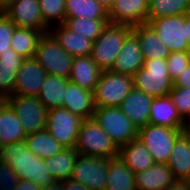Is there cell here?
<instances>
[{
    "label": "cell",
    "mask_w": 190,
    "mask_h": 190,
    "mask_svg": "<svg viewBox=\"0 0 190 190\" xmlns=\"http://www.w3.org/2000/svg\"><path fill=\"white\" fill-rule=\"evenodd\" d=\"M2 162L11 166L20 179L31 180L42 189L55 181L44 159L33 154L25 141L5 145L2 150Z\"/></svg>",
    "instance_id": "obj_1"
},
{
    "label": "cell",
    "mask_w": 190,
    "mask_h": 190,
    "mask_svg": "<svg viewBox=\"0 0 190 190\" xmlns=\"http://www.w3.org/2000/svg\"><path fill=\"white\" fill-rule=\"evenodd\" d=\"M132 27L108 22L93 42L91 57L102 71L111 70Z\"/></svg>",
    "instance_id": "obj_2"
},
{
    "label": "cell",
    "mask_w": 190,
    "mask_h": 190,
    "mask_svg": "<svg viewBox=\"0 0 190 190\" xmlns=\"http://www.w3.org/2000/svg\"><path fill=\"white\" fill-rule=\"evenodd\" d=\"M74 148L86 156L114 159L119 155V148L94 118L82 121Z\"/></svg>",
    "instance_id": "obj_3"
},
{
    "label": "cell",
    "mask_w": 190,
    "mask_h": 190,
    "mask_svg": "<svg viewBox=\"0 0 190 190\" xmlns=\"http://www.w3.org/2000/svg\"><path fill=\"white\" fill-rule=\"evenodd\" d=\"M134 88L156 98L169 95L173 81L166 59H145L143 67L133 75Z\"/></svg>",
    "instance_id": "obj_4"
},
{
    "label": "cell",
    "mask_w": 190,
    "mask_h": 190,
    "mask_svg": "<svg viewBox=\"0 0 190 190\" xmlns=\"http://www.w3.org/2000/svg\"><path fill=\"white\" fill-rule=\"evenodd\" d=\"M93 118L118 148L138 138V128L120 107H96Z\"/></svg>",
    "instance_id": "obj_5"
},
{
    "label": "cell",
    "mask_w": 190,
    "mask_h": 190,
    "mask_svg": "<svg viewBox=\"0 0 190 190\" xmlns=\"http://www.w3.org/2000/svg\"><path fill=\"white\" fill-rule=\"evenodd\" d=\"M34 58L47 74L69 78L73 57L60 46L50 31L40 38Z\"/></svg>",
    "instance_id": "obj_6"
},
{
    "label": "cell",
    "mask_w": 190,
    "mask_h": 190,
    "mask_svg": "<svg viewBox=\"0 0 190 190\" xmlns=\"http://www.w3.org/2000/svg\"><path fill=\"white\" fill-rule=\"evenodd\" d=\"M133 88L132 76L102 71L93 91L95 107H119Z\"/></svg>",
    "instance_id": "obj_7"
},
{
    "label": "cell",
    "mask_w": 190,
    "mask_h": 190,
    "mask_svg": "<svg viewBox=\"0 0 190 190\" xmlns=\"http://www.w3.org/2000/svg\"><path fill=\"white\" fill-rule=\"evenodd\" d=\"M182 132L183 129L147 124L138 129V138L155 163L168 164L173 145Z\"/></svg>",
    "instance_id": "obj_8"
},
{
    "label": "cell",
    "mask_w": 190,
    "mask_h": 190,
    "mask_svg": "<svg viewBox=\"0 0 190 190\" xmlns=\"http://www.w3.org/2000/svg\"><path fill=\"white\" fill-rule=\"evenodd\" d=\"M83 119L63 107L50 109L46 129L64 148H74Z\"/></svg>",
    "instance_id": "obj_9"
},
{
    "label": "cell",
    "mask_w": 190,
    "mask_h": 190,
    "mask_svg": "<svg viewBox=\"0 0 190 190\" xmlns=\"http://www.w3.org/2000/svg\"><path fill=\"white\" fill-rule=\"evenodd\" d=\"M8 104L21 120L26 135L46 128L49 110L42 104L38 97L9 96Z\"/></svg>",
    "instance_id": "obj_10"
},
{
    "label": "cell",
    "mask_w": 190,
    "mask_h": 190,
    "mask_svg": "<svg viewBox=\"0 0 190 190\" xmlns=\"http://www.w3.org/2000/svg\"><path fill=\"white\" fill-rule=\"evenodd\" d=\"M148 24L156 31L170 53L190 51L184 27L185 14L151 19Z\"/></svg>",
    "instance_id": "obj_11"
},
{
    "label": "cell",
    "mask_w": 190,
    "mask_h": 190,
    "mask_svg": "<svg viewBox=\"0 0 190 190\" xmlns=\"http://www.w3.org/2000/svg\"><path fill=\"white\" fill-rule=\"evenodd\" d=\"M110 159L79 154L71 180L81 183L90 190H107L106 177Z\"/></svg>",
    "instance_id": "obj_12"
},
{
    "label": "cell",
    "mask_w": 190,
    "mask_h": 190,
    "mask_svg": "<svg viewBox=\"0 0 190 190\" xmlns=\"http://www.w3.org/2000/svg\"><path fill=\"white\" fill-rule=\"evenodd\" d=\"M3 13L16 27L31 28L43 33L50 30L41 16L39 0H15Z\"/></svg>",
    "instance_id": "obj_13"
},
{
    "label": "cell",
    "mask_w": 190,
    "mask_h": 190,
    "mask_svg": "<svg viewBox=\"0 0 190 190\" xmlns=\"http://www.w3.org/2000/svg\"><path fill=\"white\" fill-rule=\"evenodd\" d=\"M46 75L45 69L34 57L24 59L16 74L12 96L38 97Z\"/></svg>",
    "instance_id": "obj_14"
},
{
    "label": "cell",
    "mask_w": 190,
    "mask_h": 190,
    "mask_svg": "<svg viewBox=\"0 0 190 190\" xmlns=\"http://www.w3.org/2000/svg\"><path fill=\"white\" fill-rule=\"evenodd\" d=\"M149 0H118L108 11V20L135 27L147 23Z\"/></svg>",
    "instance_id": "obj_15"
},
{
    "label": "cell",
    "mask_w": 190,
    "mask_h": 190,
    "mask_svg": "<svg viewBox=\"0 0 190 190\" xmlns=\"http://www.w3.org/2000/svg\"><path fill=\"white\" fill-rule=\"evenodd\" d=\"M144 57L137 36L131 32L125 39L111 71L132 76L143 67Z\"/></svg>",
    "instance_id": "obj_16"
},
{
    "label": "cell",
    "mask_w": 190,
    "mask_h": 190,
    "mask_svg": "<svg viewBox=\"0 0 190 190\" xmlns=\"http://www.w3.org/2000/svg\"><path fill=\"white\" fill-rule=\"evenodd\" d=\"M153 97L133 88L119 106L123 113L138 128L149 124L150 107Z\"/></svg>",
    "instance_id": "obj_17"
},
{
    "label": "cell",
    "mask_w": 190,
    "mask_h": 190,
    "mask_svg": "<svg viewBox=\"0 0 190 190\" xmlns=\"http://www.w3.org/2000/svg\"><path fill=\"white\" fill-rule=\"evenodd\" d=\"M63 108L78 115L83 120L93 118L95 112L93 91L82 88L72 82L66 86Z\"/></svg>",
    "instance_id": "obj_18"
},
{
    "label": "cell",
    "mask_w": 190,
    "mask_h": 190,
    "mask_svg": "<svg viewBox=\"0 0 190 190\" xmlns=\"http://www.w3.org/2000/svg\"><path fill=\"white\" fill-rule=\"evenodd\" d=\"M149 124L183 129L185 121L180 117L169 95L156 97L150 107Z\"/></svg>",
    "instance_id": "obj_19"
},
{
    "label": "cell",
    "mask_w": 190,
    "mask_h": 190,
    "mask_svg": "<svg viewBox=\"0 0 190 190\" xmlns=\"http://www.w3.org/2000/svg\"><path fill=\"white\" fill-rule=\"evenodd\" d=\"M49 31L58 40L60 46L72 57L91 55L93 41L73 32L64 23L52 26Z\"/></svg>",
    "instance_id": "obj_20"
},
{
    "label": "cell",
    "mask_w": 190,
    "mask_h": 190,
    "mask_svg": "<svg viewBox=\"0 0 190 190\" xmlns=\"http://www.w3.org/2000/svg\"><path fill=\"white\" fill-rule=\"evenodd\" d=\"M101 73L102 70L97 66L91 55L73 57L68 80L82 88L94 91Z\"/></svg>",
    "instance_id": "obj_21"
},
{
    "label": "cell",
    "mask_w": 190,
    "mask_h": 190,
    "mask_svg": "<svg viewBox=\"0 0 190 190\" xmlns=\"http://www.w3.org/2000/svg\"><path fill=\"white\" fill-rule=\"evenodd\" d=\"M174 181L168 164L155 163L149 169L135 174L137 190H166Z\"/></svg>",
    "instance_id": "obj_22"
},
{
    "label": "cell",
    "mask_w": 190,
    "mask_h": 190,
    "mask_svg": "<svg viewBox=\"0 0 190 190\" xmlns=\"http://www.w3.org/2000/svg\"><path fill=\"white\" fill-rule=\"evenodd\" d=\"M118 157L136 174L155 164L153 157L139 138L131 140L119 148Z\"/></svg>",
    "instance_id": "obj_23"
},
{
    "label": "cell",
    "mask_w": 190,
    "mask_h": 190,
    "mask_svg": "<svg viewBox=\"0 0 190 190\" xmlns=\"http://www.w3.org/2000/svg\"><path fill=\"white\" fill-rule=\"evenodd\" d=\"M168 166L175 180H187L190 176V137L183 131L175 141Z\"/></svg>",
    "instance_id": "obj_24"
},
{
    "label": "cell",
    "mask_w": 190,
    "mask_h": 190,
    "mask_svg": "<svg viewBox=\"0 0 190 190\" xmlns=\"http://www.w3.org/2000/svg\"><path fill=\"white\" fill-rule=\"evenodd\" d=\"M132 32L137 36L145 59H167L170 51L161 42L156 31L148 24L132 27Z\"/></svg>",
    "instance_id": "obj_25"
},
{
    "label": "cell",
    "mask_w": 190,
    "mask_h": 190,
    "mask_svg": "<svg viewBox=\"0 0 190 190\" xmlns=\"http://www.w3.org/2000/svg\"><path fill=\"white\" fill-rule=\"evenodd\" d=\"M67 78L47 74L38 95L39 100L48 109L64 106Z\"/></svg>",
    "instance_id": "obj_26"
},
{
    "label": "cell",
    "mask_w": 190,
    "mask_h": 190,
    "mask_svg": "<svg viewBox=\"0 0 190 190\" xmlns=\"http://www.w3.org/2000/svg\"><path fill=\"white\" fill-rule=\"evenodd\" d=\"M107 190H137L135 174L119 158L110 159L106 177Z\"/></svg>",
    "instance_id": "obj_27"
},
{
    "label": "cell",
    "mask_w": 190,
    "mask_h": 190,
    "mask_svg": "<svg viewBox=\"0 0 190 190\" xmlns=\"http://www.w3.org/2000/svg\"><path fill=\"white\" fill-rule=\"evenodd\" d=\"M27 137L21 120L12 107L7 104L0 111V138L4 145L25 141Z\"/></svg>",
    "instance_id": "obj_28"
},
{
    "label": "cell",
    "mask_w": 190,
    "mask_h": 190,
    "mask_svg": "<svg viewBox=\"0 0 190 190\" xmlns=\"http://www.w3.org/2000/svg\"><path fill=\"white\" fill-rule=\"evenodd\" d=\"M79 152L75 148H64L56 155L44 159L49 173L56 181H64L71 178V174Z\"/></svg>",
    "instance_id": "obj_29"
},
{
    "label": "cell",
    "mask_w": 190,
    "mask_h": 190,
    "mask_svg": "<svg viewBox=\"0 0 190 190\" xmlns=\"http://www.w3.org/2000/svg\"><path fill=\"white\" fill-rule=\"evenodd\" d=\"M25 143L28 149L41 159L50 158L64 149V147L49 134L46 128L27 135Z\"/></svg>",
    "instance_id": "obj_30"
},
{
    "label": "cell",
    "mask_w": 190,
    "mask_h": 190,
    "mask_svg": "<svg viewBox=\"0 0 190 190\" xmlns=\"http://www.w3.org/2000/svg\"><path fill=\"white\" fill-rule=\"evenodd\" d=\"M44 33L31 28L15 27L11 47L23 58H33L40 38Z\"/></svg>",
    "instance_id": "obj_31"
},
{
    "label": "cell",
    "mask_w": 190,
    "mask_h": 190,
    "mask_svg": "<svg viewBox=\"0 0 190 190\" xmlns=\"http://www.w3.org/2000/svg\"><path fill=\"white\" fill-rule=\"evenodd\" d=\"M66 18L108 19V11L98 0H66Z\"/></svg>",
    "instance_id": "obj_32"
},
{
    "label": "cell",
    "mask_w": 190,
    "mask_h": 190,
    "mask_svg": "<svg viewBox=\"0 0 190 190\" xmlns=\"http://www.w3.org/2000/svg\"><path fill=\"white\" fill-rule=\"evenodd\" d=\"M190 0H149L147 23L151 19L188 14Z\"/></svg>",
    "instance_id": "obj_33"
},
{
    "label": "cell",
    "mask_w": 190,
    "mask_h": 190,
    "mask_svg": "<svg viewBox=\"0 0 190 190\" xmlns=\"http://www.w3.org/2000/svg\"><path fill=\"white\" fill-rule=\"evenodd\" d=\"M108 19L66 18L64 24L73 32L95 41L101 34Z\"/></svg>",
    "instance_id": "obj_34"
},
{
    "label": "cell",
    "mask_w": 190,
    "mask_h": 190,
    "mask_svg": "<svg viewBox=\"0 0 190 190\" xmlns=\"http://www.w3.org/2000/svg\"><path fill=\"white\" fill-rule=\"evenodd\" d=\"M66 0H39L43 21L51 28L63 24L66 20Z\"/></svg>",
    "instance_id": "obj_35"
},
{
    "label": "cell",
    "mask_w": 190,
    "mask_h": 190,
    "mask_svg": "<svg viewBox=\"0 0 190 190\" xmlns=\"http://www.w3.org/2000/svg\"><path fill=\"white\" fill-rule=\"evenodd\" d=\"M169 96L180 117L186 121L190 117V87L173 86Z\"/></svg>",
    "instance_id": "obj_36"
},
{
    "label": "cell",
    "mask_w": 190,
    "mask_h": 190,
    "mask_svg": "<svg viewBox=\"0 0 190 190\" xmlns=\"http://www.w3.org/2000/svg\"><path fill=\"white\" fill-rule=\"evenodd\" d=\"M166 60L170 78L174 82L190 64V51L170 53Z\"/></svg>",
    "instance_id": "obj_37"
},
{
    "label": "cell",
    "mask_w": 190,
    "mask_h": 190,
    "mask_svg": "<svg viewBox=\"0 0 190 190\" xmlns=\"http://www.w3.org/2000/svg\"><path fill=\"white\" fill-rule=\"evenodd\" d=\"M15 27L14 23L0 12V53L13 50L11 40Z\"/></svg>",
    "instance_id": "obj_38"
},
{
    "label": "cell",
    "mask_w": 190,
    "mask_h": 190,
    "mask_svg": "<svg viewBox=\"0 0 190 190\" xmlns=\"http://www.w3.org/2000/svg\"><path fill=\"white\" fill-rule=\"evenodd\" d=\"M20 180L17 173L6 162L0 163V190H14Z\"/></svg>",
    "instance_id": "obj_39"
},
{
    "label": "cell",
    "mask_w": 190,
    "mask_h": 190,
    "mask_svg": "<svg viewBox=\"0 0 190 190\" xmlns=\"http://www.w3.org/2000/svg\"><path fill=\"white\" fill-rule=\"evenodd\" d=\"M24 59L14 50L0 53V70L18 71Z\"/></svg>",
    "instance_id": "obj_40"
},
{
    "label": "cell",
    "mask_w": 190,
    "mask_h": 190,
    "mask_svg": "<svg viewBox=\"0 0 190 190\" xmlns=\"http://www.w3.org/2000/svg\"><path fill=\"white\" fill-rule=\"evenodd\" d=\"M18 71L0 70V93L12 96Z\"/></svg>",
    "instance_id": "obj_41"
},
{
    "label": "cell",
    "mask_w": 190,
    "mask_h": 190,
    "mask_svg": "<svg viewBox=\"0 0 190 190\" xmlns=\"http://www.w3.org/2000/svg\"><path fill=\"white\" fill-rule=\"evenodd\" d=\"M173 86L177 87H190V64L173 82Z\"/></svg>",
    "instance_id": "obj_42"
},
{
    "label": "cell",
    "mask_w": 190,
    "mask_h": 190,
    "mask_svg": "<svg viewBox=\"0 0 190 190\" xmlns=\"http://www.w3.org/2000/svg\"><path fill=\"white\" fill-rule=\"evenodd\" d=\"M14 190H42V188H40V186L31 180L20 179L17 182Z\"/></svg>",
    "instance_id": "obj_43"
},
{
    "label": "cell",
    "mask_w": 190,
    "mask_h": 190,
    "mask_svg": "<svg viewBox=\"0 0 190 190\" xmlns=\"http://www.w3.org/2000/svg\"><path fill=\"white\" fill-rule=\"evenodd\" d=\"M62 187H63V190H90L89 188L82 185L81 183L76 182L71 179L62 181Z\"/></svg>",
    "instance_id": "obj_44"
},
{
    "label": "cell",
    "mask_w": 190,
    "mask_h": 190,
    "mask_svg": "<svg viewBox=\"0 0 190 190\" xmlns=\"http://www.w3.org/2000/svg\"><path fill=\"white\" fill-rule=\"evenodd\" d=\"M166 190H190L187 180H175Z\"/></svg>",
    "instance_id": "obj_45"
},
{
    "label": "cell",
    "mask_w": 190,
    "mask_h": 190,
    "mask_svg": "<svg viewBox=\"0 0 190 190\" xmlns=\"http://www.w3.org/2000/svg\"><path fill=\"white\" fill-rule=\"evenodd\" d=\"M42 190H63L62 181H56L55 180L54 182L48 184Z\"/></svg>",
    "instance_id": "obj_46"
},
{
    "label": "cell",
    "mask_w": 190,
    "mask_h": 190,
    "mask_svg": "<svg viewBox=\"0 0 190 190\" xmlns=\"http://www.w3.org/2000/svg\"><path fill=\"white\" fill-rule=\"evenodd\" d=\"M186 27V37L188 39V44L190 46V16L185 14V26Z\"/></svg>",
    "instance_id": "obj_47"
},
{
    "label": "cell",
    "mask_w": 190,
    "mask_h": 190,
    "mask_svg": "<svg viewBox=\"0 0 190 190\" xmlns=\"http://www.w3.org/2000/svg\"><path fill=\"white\" fill-rule=\"evenodd\" d=\"M99 3L107 10L109 11L111 7L114 5V3L118 0H98Z\"/></svg>",
    "instance_id": "obj_48"
},
{
    "label": "cell",
    "mask_w": 190,
    "mask_h": 190,
    "mask_svg": "<svg viewBox=\"0 0 190 190\" xmlns=\"http://www.w3.org/2000/svg\"><path fill=\"white\" fill-rule=\"evenodd\" d=\"M15 0H0V12H4Z\"/></svg>",
    "instance_id": "obj_49"
},
{
    "label": "cell",
    "mask_w": 190,
    "mask_h": 190,
    "mask_svg": "<svg viewBox=\"0 0 190 190\" xmlns=\"http://www.w3.org/2000/svg\"><path fill=\"white\" fill-rule=\"evenodd\" d=\"M8 96L0 93V111L8 104Z\"/></svg>",
    "instance_id": "obj_50"
},
{
    "label": "cell",
    "mask_w": 190,
    "mask_h": 190,
    "mask_svg": "<svg viewBox=\"0 0 190 190\" xmlns=\"http://www.w3.org/2000/svg\"><path fill=\"white\" fill-rule=\"evenodd\" d=\"M183 131L190 137V117L185 121Z\"/></svg>",
    "instance_id": "obj_51"
},
{
    "label": "cell",
    "mask_w": 190,
    "mask_h": 190,
    "mask_svg": "<svg viewBox=\"0 0 190 190\" xmlns=\"http://www.w3.org/2000/svg\"><path fill=\"white\" fill-rule=\"evenodd\" d=\"M4 144L2 143L1 141V138H0V153H2V150L4 149Z\"/></svg>",
    "instance_id": "obj_52"
},
{
    "label": "cell",
    "mask_w": 190,
    "mask_h": 190,
    "mask_svg": "<svg viewBox=\"0 0 190 190\" xmlns=\"http://www.w3.org/2000/svg\"><path fill=\"white\" fill-rule=\"evenodd\" d=\"M2 162V153H0V163Z\"/></svg>",
    "instance_id": "obj_53"
},
{
    "label": "cell",
    "mask_w": 190,
    "mask_h": 190,
    "mask_svg": "<svg viewBox=\"0 0 190 190\" xmlns=\"http://www.w3.org/2000/svg\"><path fill=\"white\" fill-rule=\"evenodd\" d=\"M187 181H188V184H189V186H190V176H189V178L187 179Z\"/></svg>",
    "instance_id": "obj_54"
}]
</instances>
